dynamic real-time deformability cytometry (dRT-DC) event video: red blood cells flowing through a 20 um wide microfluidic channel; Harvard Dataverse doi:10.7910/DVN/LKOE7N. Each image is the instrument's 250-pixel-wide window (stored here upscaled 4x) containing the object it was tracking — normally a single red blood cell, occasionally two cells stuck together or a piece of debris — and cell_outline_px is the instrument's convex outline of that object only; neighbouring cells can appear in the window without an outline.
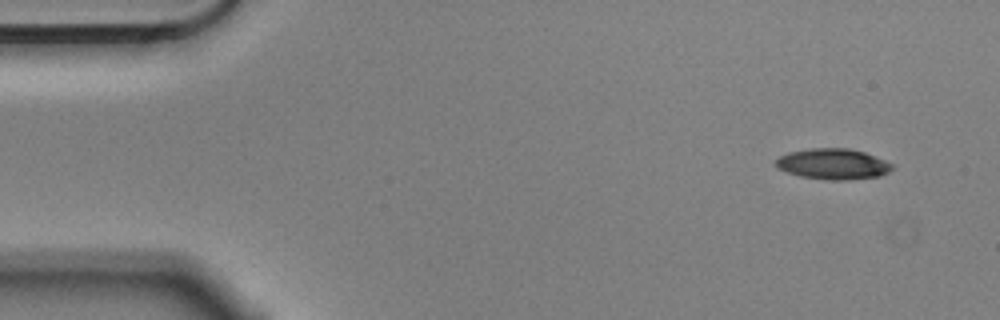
{"species": "Egyptian fruit bat (a non-hibernating species)", "species_latin": "Rousettus aegyptiacus", "temperature_condition": "cold", "stored_images_in_passage": 3, "camera_frame_rate_fps": 3000, "um_per_image_px": 0.085, "animal": {"sex": "male"}, "frame": {"image": 1, "passage_image": 1, "time_ms": 0.0, "image_size_px": [1000, 320], "cell_outline_px": [[892, 168], [888, 172], [880, 176], [848, 180], [832, 180], [800, 176], [776, 168], [772, 164], [780, 156], [788, 152], [808, 148], [848, 148], [864, 152], [884, 160], [892, 164]], "centroid_in_image_um": [70.76, 13.93], "position_along_channel_um": 14.2, "area_um2": 20.87}}
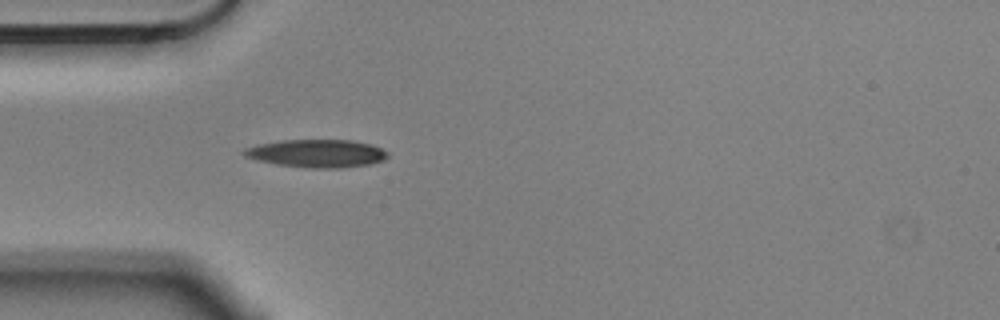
{"frame": {"image": 2, "passage_image": 3, "time_ms": 0.667, "image_size_px": [1000, 320], "cell_outline_px": [[388, 156], [384, 160], [368, 164], [340, 168], [312, 168], [276, 164], [256, 160], [244, 156], [240, 152], [244, 148], [256, 144], [280, 140], [352, 140], [372, 144], [388, 152]], "centroid_in_image_um": [26.88, 13.03], "position_along_channel_um": 58.1, "area_um2": 23.52}}